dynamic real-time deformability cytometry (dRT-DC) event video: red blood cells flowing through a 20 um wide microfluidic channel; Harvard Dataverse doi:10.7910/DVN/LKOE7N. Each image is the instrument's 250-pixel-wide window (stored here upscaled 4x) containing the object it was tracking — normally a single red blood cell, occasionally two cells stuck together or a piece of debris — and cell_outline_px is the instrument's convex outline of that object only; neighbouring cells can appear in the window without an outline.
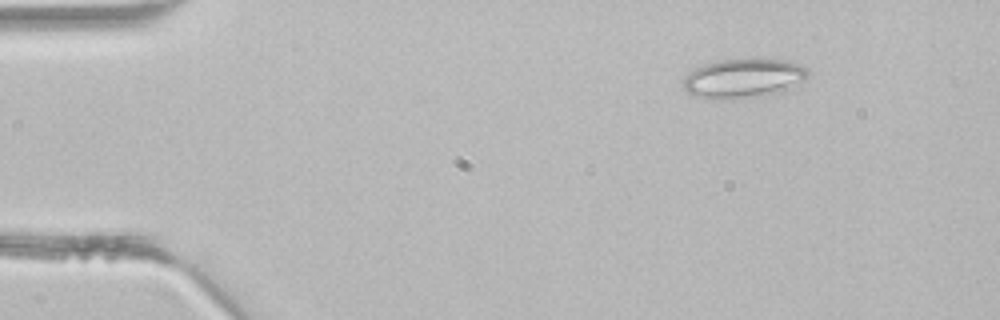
{"species": "common noctule bat (a hibernating species)", "species_latin": "Nyctalus noctula", "temperature_condition": "room temperature", "stored_images_in_passage": 3, "camera_frame_rate_fps": 3000, "um_per_image_px": 0.085, "animal": {"sex": "male", "body_mass_g": 21.5, "forearm_length_mm": 52.0}, "frame": {"image": 1, "passage_image": 2, "time_ms": 0.333, "image_size_px": [1000, 320], "cell_outline_px": [[808, 72], [804, 76], [784, 92], [716, 100], [696, 96], [688, 92], [684, 88], [684, 80], [688, 72], [704, 64], [720, 60], [784, 60], [800, 64], [808, 68]], "centroid_in_image_um": [63.14, 6.66], "position_along_channel_um": 21.9, "area_um2": 27.69}}